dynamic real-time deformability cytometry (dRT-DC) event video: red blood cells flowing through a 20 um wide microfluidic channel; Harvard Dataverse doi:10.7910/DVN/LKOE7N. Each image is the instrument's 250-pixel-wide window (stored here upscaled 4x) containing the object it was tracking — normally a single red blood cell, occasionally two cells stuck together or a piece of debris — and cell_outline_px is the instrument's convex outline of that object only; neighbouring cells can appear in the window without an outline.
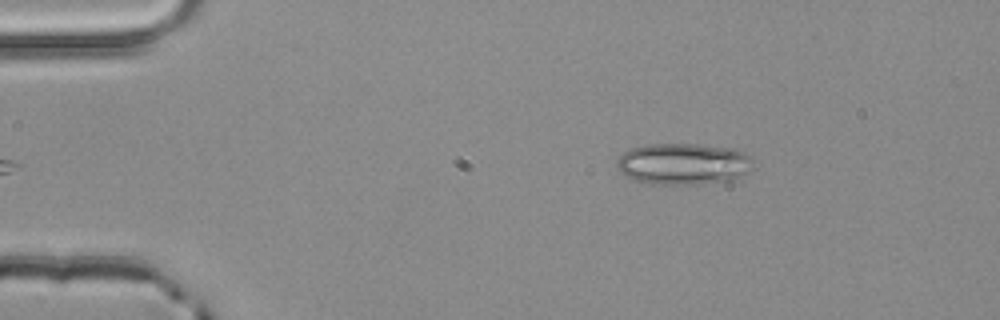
{"species": "common noctule bat (a hibernating species)", "species_latin": "Nyctalus noctula", "temperature_condition": "room temperature", "stored_images_in_passage": 4, "camera_frame_rate_fps": 3000, "um_per_image_px": 0.085, "animal": {"sex": "male", "body_mass_g": 20.4}, "frame": {"image": 1, "passage_image": 4, "time_ms": 1.0, "image_size_px": [1000, 320], "cell_outline_px": [[752, 156], [748, 172], [732, 180], [692, 184], [652, 184], [632, 180], [624, 176], [616, 168], [616, 160], [624, 152], [632, 148], [648, 144], [696, 144], [736, 148]], "centroid_in_image_um": [58.04, 13.92], "position_along_channel_um": 27.0, "area_um2": 33.12}}